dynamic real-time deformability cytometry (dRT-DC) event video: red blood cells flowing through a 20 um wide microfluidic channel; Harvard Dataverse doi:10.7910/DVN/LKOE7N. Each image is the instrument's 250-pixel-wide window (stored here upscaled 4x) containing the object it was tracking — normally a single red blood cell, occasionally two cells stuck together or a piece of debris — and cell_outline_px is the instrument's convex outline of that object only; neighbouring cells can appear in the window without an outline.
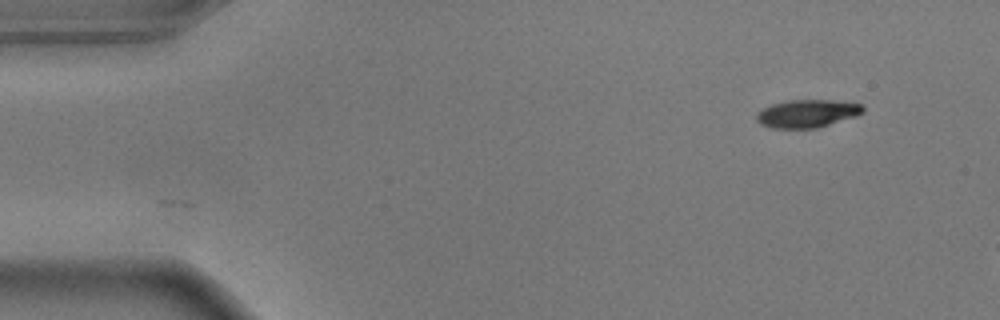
{"species": "common noctule bat (a hibernating species)", "species_latin": "Nyctalus noctula", "temperature_condition": "warm", "stored_images_in_passage": 8, "camera_frame_rate_fps": 3000, "um_per_image_px": 0.085, "animal": {"sex": "male", "body_mass_g": 17.9}, "frame": {"image": 1, "passage_image": 1, "time_ms": 0.0, "image_size_px": [1000, 320], "cell_outline_px": [[864, 112], [856, 116], [816, 128], [772, 128], [760, 124], [756, 120], [756, 116], [764, 108], [772, 104], [788, 100], [832, 100], [860, 104], [864, 108]], "centroid_in_image_um": [68.61, 9.65], "position_along_channel_um": 16.4, "area_um2": 17.11}}